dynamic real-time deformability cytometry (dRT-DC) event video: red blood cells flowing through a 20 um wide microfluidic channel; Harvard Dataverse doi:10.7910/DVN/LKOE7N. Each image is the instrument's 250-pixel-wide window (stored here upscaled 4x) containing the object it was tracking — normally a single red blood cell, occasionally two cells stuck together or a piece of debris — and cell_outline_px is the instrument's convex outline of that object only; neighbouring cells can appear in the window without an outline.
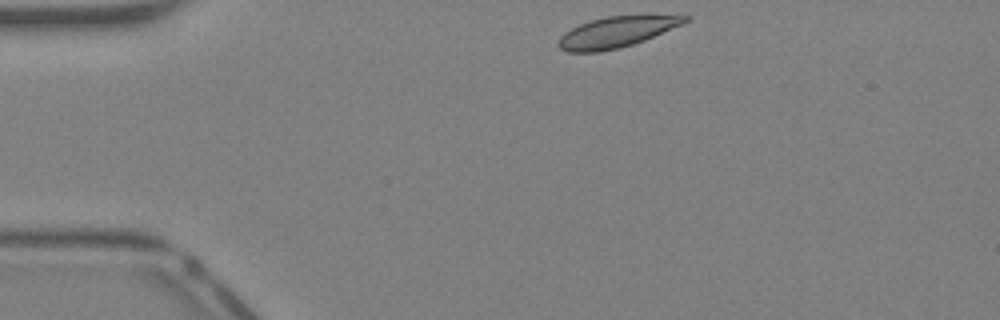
{"species": "Egyptian fruit bat (a non-hibernating species)", "species_latin": "Rousettus aegyptiacus", "temperature_condition": "warm", "stored_images_in_passage": 35, "camera_frame_rate_fps": 3000, "um_per_image_px": 0.085, "animal": {"sex": "female"}, "frame": {"image": 1, "passage_image": 1, "time_ms": 0.0, "image_size_px": [1000, 320], "cell_outline_px": [[692, 16], [688, 20], [680, 24], [644, 40], [632, 44], [600, 52], [568, 52], [560, 48], [556, 44], [560, 36], [564, 32], [580, 24], [592, 20], [608, 16]], "centroid_in_image_um": [52.3, 2.74], "position_along_channel_um": 32.7, "area_um2": 22.02}}
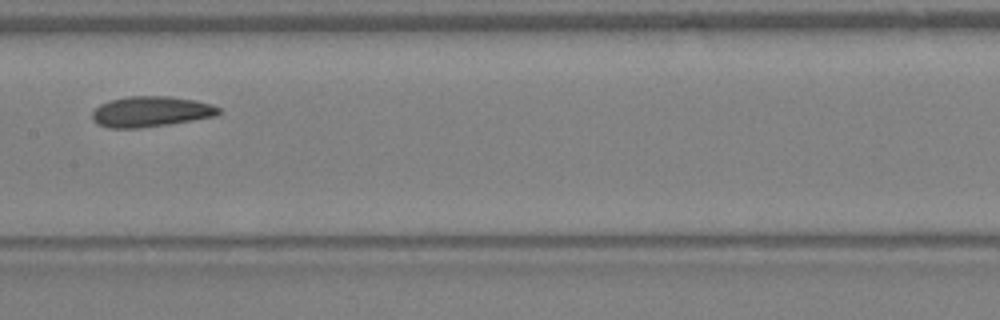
{"frame": {"image": 2, "passage_image": 14, "time_ms": 4.333, "image_size_px": [1000, 320], "cell_outline_px": [[220, 112], [216, 116], [168, 124], [140, 128], [108, 128], [96, 124], [92, 120], [92, 112], [100, 104], [112, 100], [128, 96], [168, 96], [196, 100], [212, 104], [220, 108]], "centroid_in_image_um": [12.81, 9.49], "position_along_channel_um": 194.6, "area_um2": 22.54}}
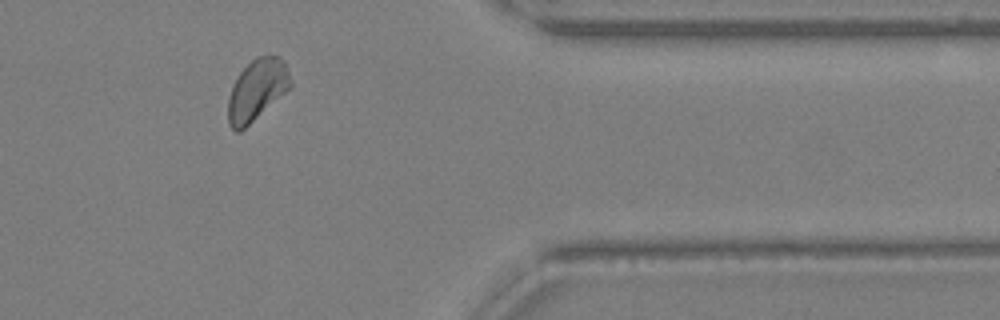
{"frame": {"image": 3, "passage_image": 27, "time_ms": 8.667, "image_size_px": [1000, 320], "cell_outline_px": [[292, 88], [240, 132], [236, 132], [228, 124], [228, 100], [232, 84], [240, 72], [256, 56], [268, 52], [280, 56], [284, 60], [288, 68], [292, 84]], "centroid_in_image_um": [21.87, 7.6], "position_along_channel_um": 389.5, "area_um2": 22.89}, "authors_computed_cell_mechanics": {"area_um2": 22.3108, "velocity_mm_per_s": 4.9442, "shape_relaxation_time_tau1_ms": 4.2233, "shape_relaxation_time_tau2_ms": 4.2322, "deformation_change_tau1": 0.0939, "deformation_change_tau2": 0.076}}